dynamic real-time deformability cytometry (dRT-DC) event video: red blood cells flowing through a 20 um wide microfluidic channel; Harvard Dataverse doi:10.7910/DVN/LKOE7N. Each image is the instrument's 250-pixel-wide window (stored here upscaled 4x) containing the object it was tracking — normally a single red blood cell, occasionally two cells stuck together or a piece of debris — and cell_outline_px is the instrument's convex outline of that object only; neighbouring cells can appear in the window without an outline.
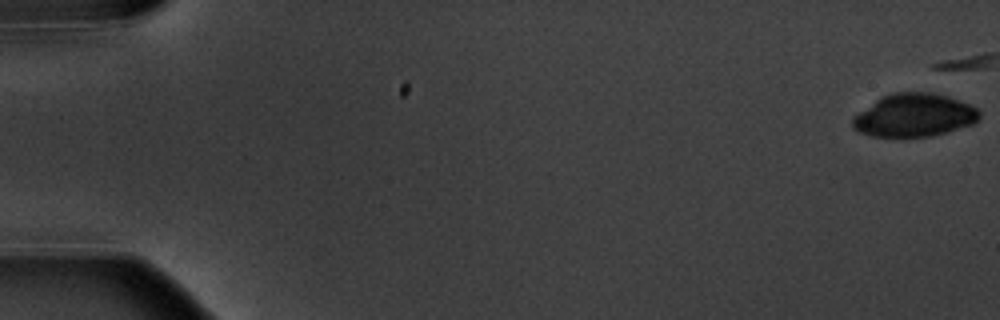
{"species": "common noctule bat (a hibernating species)", "species_latin": "Nyctalus noctula", "temperature_condition": "warm", "stored_images_in_passage": 8, "camera_frame_rate_fps": 3000, "um_per_image_px": 0.085, "animal": {"sex": "male", "body_mass_g": 20.1, "forearm_length_mm": 53.5}, "frame": {"image": 1, "passage_image": 1, "time_ms": 0.0, "image_size_px": [1000, 320], "cell_outline_px": [[980, 120], [972, 124], [932, 136], [872, 136], [856, 132], [852, 128], [852, 116], [880, 96], [892, 92], [932, 92], [948, 96], [968, 104], [976, 108], [980, 112]], "centroid_in_image_um": [77.66, 9.78], "position_along_channel_um": 7.3, "area_um2": 32.02}}